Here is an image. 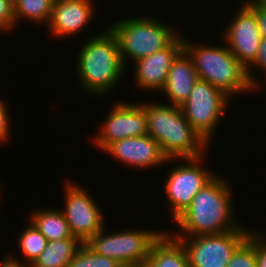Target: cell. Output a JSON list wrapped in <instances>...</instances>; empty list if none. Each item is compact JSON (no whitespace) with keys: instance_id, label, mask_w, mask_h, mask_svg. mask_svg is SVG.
Masks as SVG:
<instances>
[{"instance_id":"1","label":"cell","mask_w":266,"mask_h":267,"mask_svg":"<svg viewBox=\"0 0 266 267\" xmlns=\"http://www.w3.org/2000/svg\"><path fill=\"white\" fill-rule=\"evenodd\" d=\"M232 187L226 177L216 174L174 220L178 231L169 232L173 236H197L238 229L242 224L234 214Z\"/></svg>"},{"instance_id":"2","label":"cell","mask_w":266,"mask_h":267,"mask_svg":"<svg viewBox=\"0 0 266 267\" xmlns=\"http://www.w3.org/2000/svg\"><path fill=\"white\" fill-rule=\"evenodd\" d=\"M92 35L84 38V43L77 48L74 71L80 90L90 97L103 99L120 86L128 69L122 61L116 36L108 27Z\"/></svg>"},{"instance_id":"3","label":"cell","mask_w":266,"mask_h":267,"mask_svg":"<svg viewBox=\"0 0 266 267\" xmlns=\"http://www.w3.org/2000/svg\"><path fill=\"white\" fill-rule=\"evenodd\" d=\"M148 135L158 141L168 159L197 158L209 151V146L186 120L181 107L145 102Z\"/></svg>"},{"instance_id":"4","label":"cell","mask_w":266,"mask_h":267,"mask_svg":"<svg viewBox=\"0 0 266 267\" xmlns=\"http://www.w3.org/2000/svg\"><path fill=\"white\" fill-rule=\"evenodd\" d=\"M184 36L186 35H183V50L192 59L200 80L217 87L231 100L235 95L252 91L247 67L230 52L221 37L219 39L224 45L214 43L206 46V43L205 45L199 42L193 43Z\"/></svg>"},{"instance_id":"5","label":"cell","mask_w":266,"mask_h":267,"mask_svg":"<svg viewBox=\"0 0 266 267\" xmlns=\"http://www.w3.org/2000/svg\"><path fill=\"white\" fill-rule=\"evenodd\" d=\"M143 15L120 18L107 26L116 36L127 69H130L128 64L131 61L133 63L166 48L181 33L177 26L173 27L166 20Z\"/></svg>"},{"instance_id":"6","label":"cell","mask_w":266,"mask_h":267,"mask_svg":"<svg viewBox=\"0 0 266 267\" xmlns=\"http://www.w3.org/2000/svg\"><path fill=\"white\" fill-rule=\"evenodd\" d=\"M106 227L107 225L85 244L96 254L109 257L123 267L145 265L153 242L165 230L135 229V227L130 229L126 227L108 233Z\"/></svg>"},{"instance_id":"7","label":"cell","mask_w":266,"mask_h":267,"mask_svg":"<svg viewBox=\"0 0 266 267\" xmlns=\"http://www.w3.org/2000/svg\"><path fill=\"white\" fill-rule=\"evenodd\" d=\"M206 155L209 154L206 153L197 158L169 159V163L179 162L166 172L162 185L168 201L167 209L173 221L185 211L193 197L217 174L213 170L205 169Z\"/></svg>"},{"instance_id":"8","label":"cell","mask_w":266,"mask_h":267,"mask_svg":"<svg viewBox=\"0 0 266 267\" xmlns=\"http://www.w3.org/2000/svg\"><path fill=\"white\" fill-rule=\"evenodd\" d=\"M230 99L217 87L198 79L190 96L180 106L186 120L208 145L211 143L210 146L219 122L233 101Z\"/></svg>"},{"instance_id":"9","label":"cell","mask_w":266,"mask_h":267,"mask_svg":"<svg viewBox=\"0 0 266 267\" xmlns=\"http://www.w3.org/2000/svg\"><path fill=\"white\" fill-rule=\"evenodd\" d=\"M253 229L242 225L222 234L174 236L186 250L190 267H227L235 250Z\"/></svg>"},{"instance_id":"10","label":"cell","mask_w":266,"mask_h":267,"mask_svg":"<svg viewBox=\"0 0 266 267\" xmlns=\"http://www.w3.org/2000/svg\"><path fill=\"white\" fill-rule=\"evenodd\" d=\"M116 102V103H115ZM104 118V122H99L98 133L90 137L91 144L98 151L103 152L110 144L129 137H139L148 135L147 119L145 115V101L127 102L123 99L119 102L115 100Z\"/></svg>"},{"instance_id":"11","label":"cell","mask_w":266,"mask_h":267,"mask_svg":"<svg viewBox=\"0 0 266 267\" xmlns=\"http://www.w3.org/2000/svg\"><path fill=\"white\" fill-rule=\"evenodd\" d=\"M64 188V208L62 210L70 232L73 236L86 243L106 225L103 210L98 206L97 199L72 180H66Z\"/></svg>"},{"instance_id":"12","label":"cell","mask_w":266,"mask_h":267,"mask_svg":"<svg viewBox=\"0 0 266 267\" xmlns=\"http://www.w3.org/2000/svg\"><path fill=\"white\" fill-rule=\"evenodd\" d=\"M238 6L220 36L230 52L248 68L257 58L262 36L255 16V0H243Z\"/></svg>"},{"instance_id":"13","label":"cell","mask_w":266,"mask_h":267,"mask_svg":"<svg viewBox=\"0 0 266 267\" xmlns=\"http://www.w3.org/2000/svg\"><path fill=\"white\" fill-rule=\"evenodd\" d=\"M182 51L183 33L179 34L166 48L133 62L134 86H138V90L150 93L155 91L161 94L172 62Z\"/></svg>"},{"instance_id":"14","label":"cell","mask_w":266,"mask_h":267,"mask_svg":"<svg viewBox=\"0 0 266 267\" xmlns=\"http://www.w3.org/2000/svg\"><path fill=\"white\" fill-rule=\"evenodd\" d=\"M103 152L126 165L125 167L141 171L155 169L165 164L170 165L158 141L149 135L124 138L110 144Z\"/></svg>"},{"instance_id":"15","label":"cell","mask_w":266,"mask_h":267,"mask_svg":"<svg viewBox=\"0 0 266 267\" xmlns=\"http://www.w3.org/2000/svg\"><path fill=\"white\" fill-rule=\"evenodd\" d=\"M95 3V0H55L47 25L51 39L76 37L75 35L90 26L92 19L97 16Z\"/></svg>"},{"instance_id":"16","label":"cell","mask_w":266,"mask_h":267,"mask_svg":"<svg viewBox=\"0 0 266 267\" xmlns=\"http://www.w3.org/2000/svg\"><path fill=\"white\" fill-rule=\"evenodd\" d=\"M198 79L192 59L183 50L172 62L167 81L161 90L168 100L167 104L180 107L190 96Z\"/></svg>"},{"instance_id":"17","label":"cell","mask_w":266,"mask_h":267,"mask_svg":"<svg viewBox=\"0 0 266 267\" xmlns=\"http://www.w3.org/2000/svg\"><path fill=\"white\" fill-rule=\"evenodd\" d=\"M146 267H190L182 242L166 229L153 242Z\"/></svg>"},{"instance_id":"18","label":"cell","mask_w":266,"mask_h":267,"mask_svg":"<svg viewBox=\"0 0 266 267\" xmlns=\"http://www.w3.org/2000/svg\"><path fill=\"white\" fill-rule=\"evenodd\" d=\"M29 219L45 236L47 241L71 238L68 222L61 208H38L29 214Z\"/></svg>"},{"instance_id":"19","label":"cell","mask_w":266,"mask_h":267,"mask_svg":"<svg viewBox=\"0 0 266 267\" xmlns=\"http://www.w3.org/2000/svg\"><path fill=\"white\" fill-rule=\"evenodd\" d=\"M84 243L75 236L48 241L46 248L30 267H68L70 260Z\"/></svg>"},{"instance_id":"20","label":"cell","mask_w":266,"mask_h":267,"mask_svg":"<svg viewBox=\"0 0 266 267\" xmlns=\"http://www.w3.org/2000/svg\"><path fill=\"white\" fill-rule=\"evenodd\" d=\"M26 228L19 234L18 243L19 253L22 259H18L17 255L8 253V257L18 263L31 266L39 255L44 251L47 246V239L45 236L36 228V226L30 221ZM23 261V262H22Z\"/></svg>"},{"instance_id":"21","label":"cell","mask_w":266,"mask_h":267,"mask_svg":"<svg viewBox=\"0 0 266 267\" xmlns=\"http://www.w3.org/2000/svg\"><path fill=\"white\" fill-rule=\"evenodd\" d=\"M54 2L55 0H20L14 6L16 29L22 20L46 27L50 22Z\"/></svg>"},{"instance_id":"22","label":"cell","mask_w":266,"mask_h":267,"mask_svg":"<svg viewBox=\"0 0 266 267\" xmlns=\"http://www.w3.org/2000/svg\"><path fill=\"white\" fill-rule=\"evenodd\" d=\"M68 267H123L117 261L96 254L85 243L70 260Z\"/></svg>"},{"instance_id":"23","label":"cell","mask_w":266,"mask_h":267,"mask_svg":"<svg viewBox=\"0 0 266 267\" xmlns=\"http://www.w3.org/2000/svg\"><path fill=\"white\" fill-rule=\"evenodd\" d=\"M227 267H257L254 232L235 250Z\"/></svg>"},{"instance_id":"24","label":"cell","mask_w":266,"mask_h":267,"mask_svg":"<svg viewBox=\"0 0 266 267\" xmlns=\"http://www.w3.org/2000/svg\"><path fill=\"white\" fill-rule=\"evenodd\" d=\"M255 69L261 70V72L266 73V37H262L260 40V45L258 49V54L256 60L247 68L248 71V77L250 80V83L252 84V92H257V89L261 90L262 83L259 79L255 76Z\"/></svg>"},{"instance_id":"25","label":"cell","mask_w":266,"mask_h":267,"mask_svg":"<svg viewBox=\"0 0 266 267\" xmlns=\"http://www.w3.org/2000/svg\"><path fill=\"white\" fill-rule=\"evenodd\" d=\"M15 28L14 6L8 0H0V32L7 34Z\"/></svg>"},{"instance_id":"26","label":"cell","mask_w":266,"mask_h":267,"mask_svg":"<svg viewBox=\"0 0 266 267\" xmlns=\"http://www.w3.org/2000/svg\"><path fill=\"white\" fill-rule=\"evenodd\" d=\"M6 100H3L2 98L0 99V145H2V143H6L8 142V140H10L11 137V128L12 127V123L10 120L11 115L9 114V106H6L8 104L5 103Z\"/></svg>"},{"instance_id":"27","label":"cell","mask_w":266,"mask_h":267,"mask_svg":"<svg viewBox=\"0 0 266 267\" xmlns=\"http://www.w3.org/2000/svg\"><path fill=\"white\" fill-rule=\"evenodd\" d=\"M255 16L262 37H266V7L255 0Z\"/></svg>"},{"instance_id":"28","label":"cell","mask_w":266,"mask_h":267,"mask_svg":"<svg viewBox=\"0 0 266 267\" xmlns=\"http://www.w3.org/2000/svg\"><path fill=\"white\" fill-rule=\"evenodd\" d=\"M255 257L257 267H266V245L255 235Z\"/></svg>"},{"instance_id":"29","label":"cell","mask_w":266,"mask_h":267,"mask_svg":"<svg viewBox=\"0 0 266 267\" xmlns=\"http://www.w3.org/2000/svg\"><path fill=\"white\" fill-rule=\"evenodd\" d=\"M2 261L0 262V267H30L28 265H24L23 263H18L13 260H11L8 256L2 257Z\"/></svg>"},{"instance_id":"30","label":"cell","mask_w":266,"mask_h":267,"mask_svg":"<svg viewBox=\"0 0 266 267\" xmlns=\"http://www.w3.org/2000/svg\"><path fill=\"white\" fill-rule=\"evenodd\" d=\"M253 230L252 232L266 245V232H262V230L258 231L259 229L255 230V228Z\"/></svg>"},{"instance_id":"31","label":"cell","mask_w":266,"mask_h":267,"mask_svg":"<svg viewBox=\"0 0 266 267\" xmlns=\"http://www.w3.org/2000/svg\"><path fill=\"white\" fill-rule=\"evenodd\" d=\"M259 4L266 7V0H256Z\"/></svg>"},{"instance_id":"32","label":"cell","mask_w":266,"mask_h":267,"mask_svg":"<svg viewBox=\"0 0 266 267\" xmlns=\"http://www.w3.org/2000/svg\"><path fill=\"white\" fill-rule=\"evenodd\" d=\"M13 6H15L20 0H8Z\"/></svg>"},{"instance_id":"33","label":"cell","mask_w":266,"mask_h":267,"mask_svg":"<svg viewBox=\"0 0 266 267\" xmlns=\"http://www.w3.org/2000/svg\"><path fill=\"white\" fill-rule=\"evenodd\" d=\"M124 267H146V265H134V266H124Z\"/></svg>"},{"instance_id":"34","label":"cell","mask_w":266,"mask_h":267,"mask_svg":"<svg viewBox=\"0 0 266 267\" xmlns=\"http://www.w3.org/2000/svg\"><path fill=\"white\" fill-rule=\"evenodd\" d=\"M2 186H3V185L0 184V198H1L2 194H3V193L1 192V191L3 190ZM1 200H2V199H0V201H1Z\"/></svg>"},{"instance_id":"35","label":"cell","mask_w":266,"mask_h":267,"mask_svg":"<svg viewBox=\"0 0 266 267\" xmlns=\"http://www.w3.org/2000/svg\"><path fill=\"white\" fill-rule=\"evenodd\" d=\"M264 74H265L264 76H266V73H264ZM265 78H266V77H265ZM265 78H264V79H263V78L261 79V80H263L262 82H265V86H262V88H263V87H266V80H265ZM264 80H265V81H264Z\"/></svg>"}]
</instances>
